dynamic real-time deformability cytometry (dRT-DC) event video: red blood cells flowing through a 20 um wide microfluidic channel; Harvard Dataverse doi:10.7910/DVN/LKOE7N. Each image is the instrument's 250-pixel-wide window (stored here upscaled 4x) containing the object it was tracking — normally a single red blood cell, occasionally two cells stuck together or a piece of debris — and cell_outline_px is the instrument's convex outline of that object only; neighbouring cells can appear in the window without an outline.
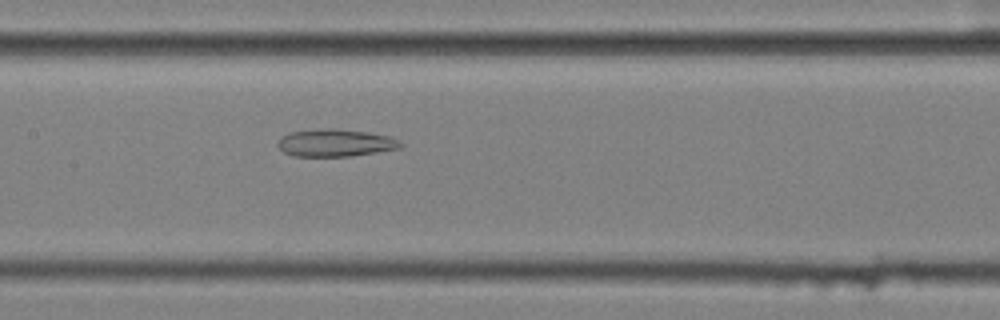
{"species": "common noctule bat (a hibernating species)", "species_latin": "Nyctalus noctula", "temperature_condition": "cold", "stored_images_in_passage": 39, "camera_frame_rate_fps": 3000, "um_per_image_px": 0.085, "animal": {"sex": "female", "body_mass_g": 25.1}, "frame": {"image": 1, "passage_image": 10, "time_ms": 3.0, "image_size_px": [1000, 320], "cell_outline_px": [[404, 144], [400, 148], [352, 156], [292, 156], [284, 152], [276, 144], [280, 136], [288, 132], [328, 128], [336, 128], [368, 132], [388, 136]], "centroid_in_image_um": [28.46, 12.14], "position_along_channel_um": 178.9, "area_um2": 19.65}}
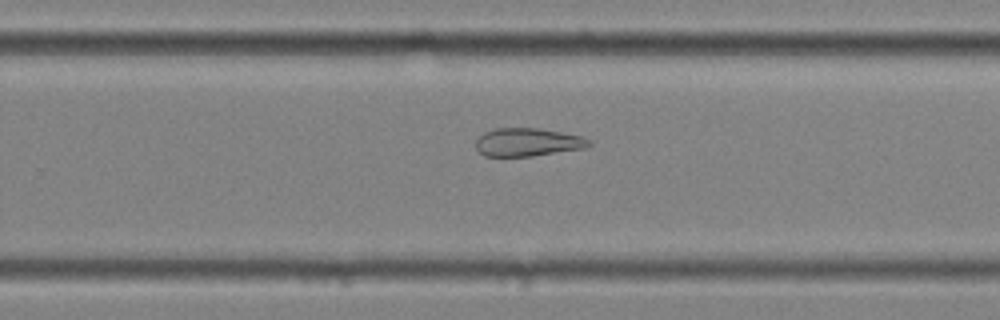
{"frame": {"image": 2, "passage_image": 19, "time_ms": 6.0, "image_size_px": [1000, 320], "cell_outline_px": [[592, 144], [588, 148], [532, 156], [484, 156], [476, 148], [476, 140], [484, 132], [496, 128], [536, 128], [584, 136], [592, 140]], "centroid_in_image_um": [44.91, 12.09], "position_along_channel_um": 284.9, "area_um2": 18.73}}
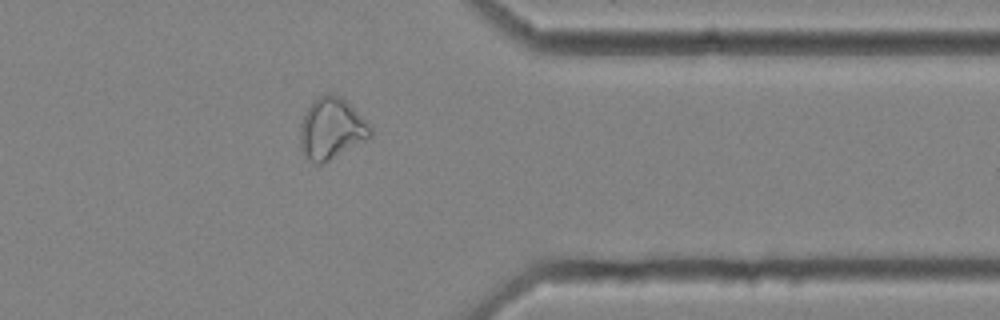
{"frame": {"image": 3, "passage_image": 28, "time_ms": 9.0, "image_size_px": [1000, 320], "cell_outline_px": [[372, 136], [328, 160], [320, 164], [316, 164], [308, 160], [300, 152], [300, 128], [304, 116], [308, 108], [324, 92], [328, 92], [340, 96], [372, 128]], "centroid_in_image_um": [28.13, 10.95], "position_along_channel_um": 383.3, "area_um2": 24.51}, "authors_computed_cell_mechanics": {"area_um2": 21.7328, "velocity_mm_per_s": 3.5382, "shape_relaxation_time_tau1_ms": null, "shape_relaxation_time_tau2_ms": 5.2025, "deformation_change_tau1": null, "deformation_change_tau2": 0.1403}}